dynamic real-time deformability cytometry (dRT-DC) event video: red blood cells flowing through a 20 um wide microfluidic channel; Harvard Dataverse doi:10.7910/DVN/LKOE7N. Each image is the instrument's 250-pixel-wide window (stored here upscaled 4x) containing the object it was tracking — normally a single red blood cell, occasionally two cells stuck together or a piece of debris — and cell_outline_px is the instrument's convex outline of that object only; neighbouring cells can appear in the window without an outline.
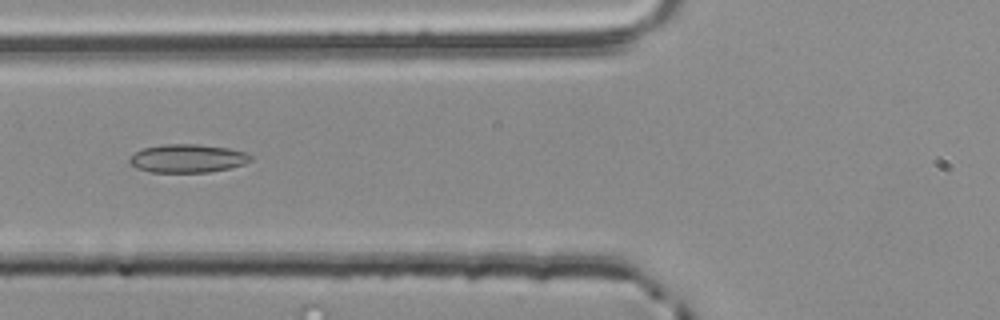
{"species": "common noctule bat (a hibernating species)", "species_latin": "Nyctalus noctula", "temperature_condition": "room temperature", "stored_images_in_passage": 39, "camera_frame_rate_fps": 3000, "um_per_image_px": 0.085, "animal": {"sex": "male", "body_mass_g": 20.4}, "frame": {"image": 1, "passage_image": 7, "time_ms": 2.0, "image_size_px": [1000, 320], "cell_outline_px": [[252, 160], [244, 164], [228, 168], [208, 172], [148, 172], [136, 168], [128, 160], [136, 152], [144, 148], [164, 144], [200, 144], [228, 148], [244, 152], [252, 156]], "centroid_in_image_um": [15.95, 13.46], "position_along_channel_um": 109.9, "area_um2": 19.88}}
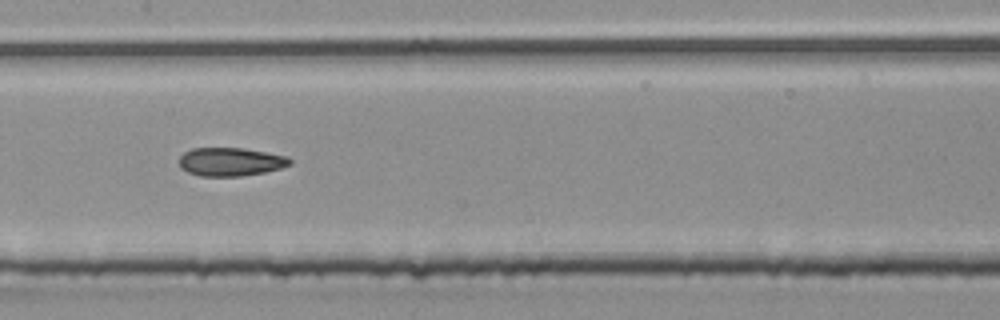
{"frame": {"image": 2, "passage_image": 13, "time_ms": 4.0, "image_size_px": [1000, 320], "cell_outline_px": [[292, 164], [280, 168], [264, 172], [240, 176], [200, 176], [188, 172], [180, 168], [180, 156], [184, 152], [192, 148], [244, 148], [288, 156], [292, 160]], "centroid_in_image_um": [19.6, 13.75], "position_along_channel_um": 187.8, "area_um2": 18.38}}
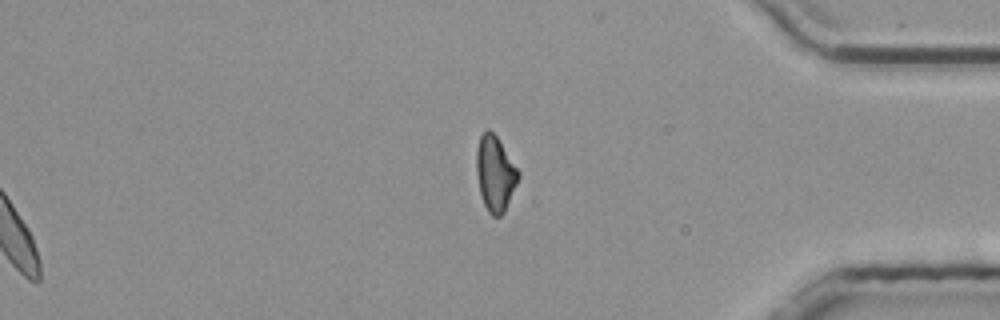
{"frame": {"image": 3, "passage_image": 31, "time_ms": 10.0, "image_size_px": [1000, 320], "cell_outline_px": [[520, 176], [504, 212], [500, 216], [492, 216], [488, 212], [484, 204], [480, 192], [476, 172], [476, 148], [480, 136], [488, 128], [496, 136], [520, 172]], "centroid_in_image_um": [42.08, 14.75], "position_along_channel_um": 393.1, "area_um2": 18.21}, "authors_computed_cell_mechanics": {"area_um2": 18.3804, "velocity_mm_per_s": 3.8665, "shape_relaxation_time_tau1_ms": 11.0807, "shape_relaxation_time_tau2_ms": 2.8249, "deformation_change_tau1": 0.1816, "deformation_change_tau2": 0.094}}